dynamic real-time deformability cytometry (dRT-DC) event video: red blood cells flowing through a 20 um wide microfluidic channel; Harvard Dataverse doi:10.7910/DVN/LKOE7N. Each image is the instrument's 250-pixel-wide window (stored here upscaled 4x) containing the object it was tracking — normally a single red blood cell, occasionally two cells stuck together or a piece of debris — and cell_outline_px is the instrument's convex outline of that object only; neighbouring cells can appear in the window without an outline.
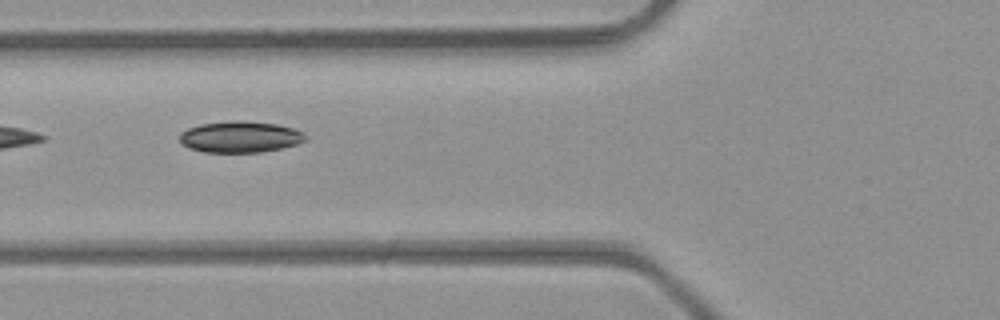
{"species": "common noctule bat (a hibernating species)", "species_latin": "Nyctalus noctula", "temperature_condition": "room temperature", "stored_images_in_passage": 3, "camera_frame_rate_fps": 3000, "um_per_image_px": 0.085, "animal": {"sex": "male", "body_mass_g": 23.1, "forearm_length_mm": 52.7}, "frame": {"image": 1, "passage_image": 2, "time_ms": 0.333, "image_size_px": [1000, 320], "cell_outline_px": [[308, 140], [296, 144], [280, 148], [260, 152], [204, 152], [188, 148], [180, 144], [180, 132], [188, 128], [200, 124], [236, 120], [240, 120], [276, 124], [296, 128], [304, 132], [308, 136]], "centroid_in_image_um": [20.43, 11.63], "position_along_channel_um": 105.4, "area_um2": 23.18}}
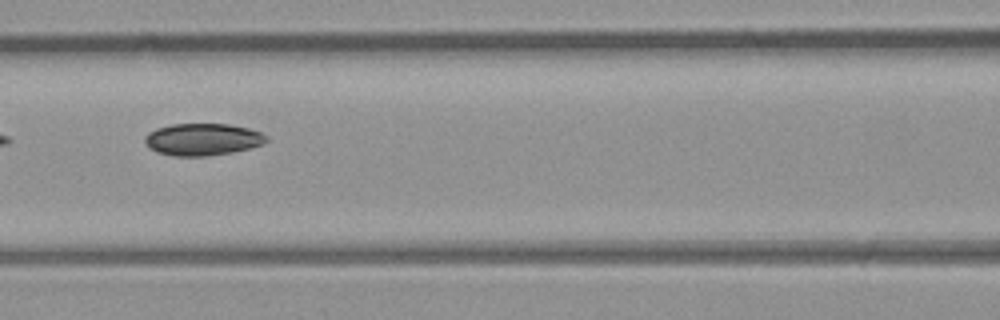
{"frame": {"image": 2, "passage_image": 3, "time_ms": 0.667, "image_size_px": [1000, 320], "cell_outline_px": [[268, 140], [264, 144], [232, 152], [204, 156], [172, 156], [156, 152], [148, 148], [144, 144], [144, 136], [148, 132], [156, 128], [172, 124], [228, 124], [248, 128], [260, 132], [268, 136]], "centroid_in_image_um": [17.18, 11.85], "position_along_channel_um": 149.4, "area_um2": 22.89}}